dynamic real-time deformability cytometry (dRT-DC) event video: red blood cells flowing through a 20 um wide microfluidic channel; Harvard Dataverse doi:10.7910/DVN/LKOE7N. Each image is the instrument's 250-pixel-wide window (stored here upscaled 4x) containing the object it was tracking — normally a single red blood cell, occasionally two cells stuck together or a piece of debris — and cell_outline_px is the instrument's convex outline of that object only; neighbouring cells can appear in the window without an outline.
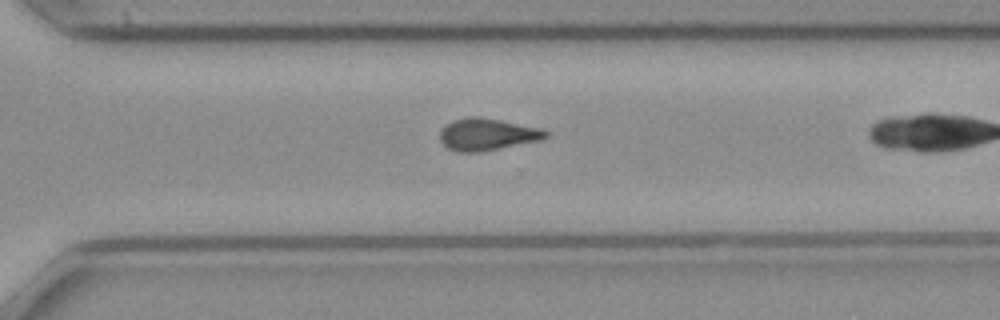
{"species": "common noctule bat (a hibernating species)", "species_latin": "Nyctalus noctula", "temperature_condition": "cold", "stored_images_in_passage": 28, "camera_frame_rate_fps": 3000, "um_per_image_px": 0.085, "animal": {"sex": "female", "body_mass_g": 21.9}, "frame": {"image": 1, "passage_image": 24, "time_ms": 7.667, "image_size_px": [1000, 320], "cell_outline_px": [[548, 136], [540, 140], [484, 152], [456, 152], [448, 148], [440, 140], [440, 128], [444, 124], [452, 120], [468, 116], [476, 116], [500, 120], [544, 128], [548, 132]], "centroid_in_image_um": [41.4, 11.42], "position_along_channel_um": 329.2, "area_um2": 20.11}}